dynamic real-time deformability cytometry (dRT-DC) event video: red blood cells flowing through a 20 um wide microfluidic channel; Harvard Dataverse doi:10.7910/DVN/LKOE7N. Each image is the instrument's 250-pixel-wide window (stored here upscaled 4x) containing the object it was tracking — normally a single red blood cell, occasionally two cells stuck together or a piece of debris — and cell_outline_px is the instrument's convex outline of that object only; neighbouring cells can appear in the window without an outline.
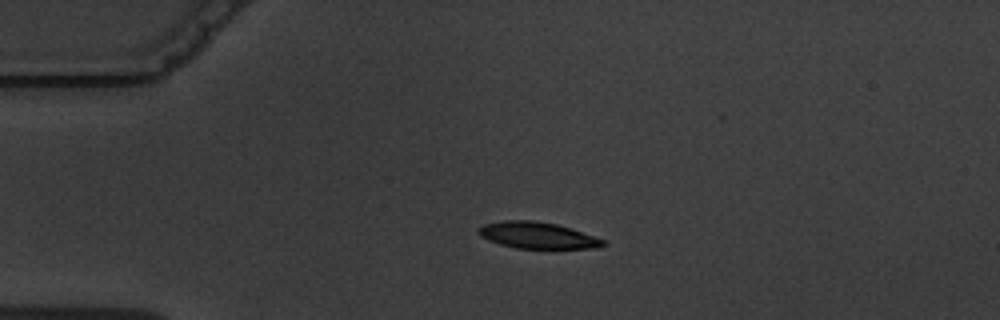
{"species": "common noctule bat (a hibernating species)", "species_latin": "Nyctalus noctula", "temperature_condition": "warm", "stored_images_in_passage": 2, "camera_frame_rate_fps": 3000, "um_per_image_px": 0.085, "animal": {"sex": "male", "body_mass_g": 19.5, "forearm_length_mm": 54.6}, "frame": {"image": 1, "passage_image": 2, "time_ms": 2.333, "image_size_px": [1000, 320], "cell_outline_px": [[608, 244], [600, 248], [516, 248], [500, 244], [488, 240], [480, 236], [476, 232], [476, 228], [484, 224], [504, 220], [532, 220], [556, 224], [604, 240]], "centroid_in_image_um": [45.62, 20.0], "position_along_channel_um": 39.4, "area_um2": 19.07}}